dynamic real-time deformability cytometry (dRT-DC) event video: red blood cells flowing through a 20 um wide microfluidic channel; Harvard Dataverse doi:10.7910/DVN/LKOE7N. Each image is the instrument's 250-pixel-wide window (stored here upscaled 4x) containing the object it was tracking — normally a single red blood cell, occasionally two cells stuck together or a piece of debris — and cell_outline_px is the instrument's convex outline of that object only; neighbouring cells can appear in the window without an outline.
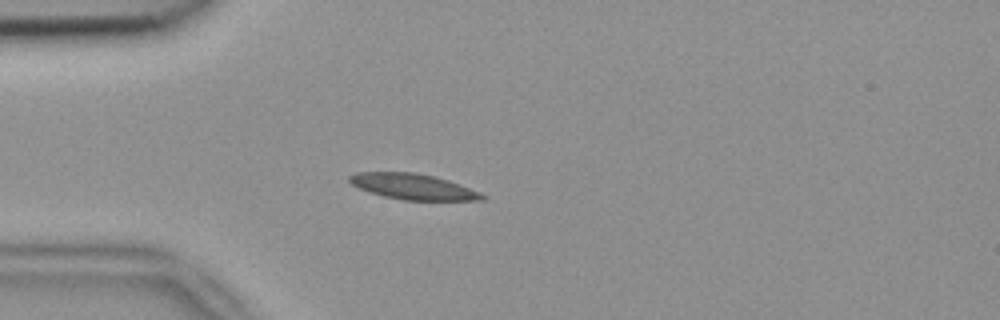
{"species": "common noctule bat (a hibernating species)", "species_latin": "Nyctalus noctula", "temperature_condition": "room temperature", "stored_images_in_passage": 4, "camera_frame_rate_fps": 3000, "um_per_image_px": 0.085, "animal": {"sex": "female", "body_mass_g": 18.4}, "frame": {"image": 1, "passage_image": 4, "time_ms": 1.0, "image_size_px": [1000, 320], "cell_outline_px": [[488, 196], [484, 200], [404, 200], [384, 196], [368, 192], [352, 184], [348, 180], [348, 176], [356, 172], [416, 172], [448, 180], [460, 184], [480, 192]], "centroid_in_image_um": [35.11, 15.86], "position_along_channel_um": 49.9, "area_um2": 19.88}}